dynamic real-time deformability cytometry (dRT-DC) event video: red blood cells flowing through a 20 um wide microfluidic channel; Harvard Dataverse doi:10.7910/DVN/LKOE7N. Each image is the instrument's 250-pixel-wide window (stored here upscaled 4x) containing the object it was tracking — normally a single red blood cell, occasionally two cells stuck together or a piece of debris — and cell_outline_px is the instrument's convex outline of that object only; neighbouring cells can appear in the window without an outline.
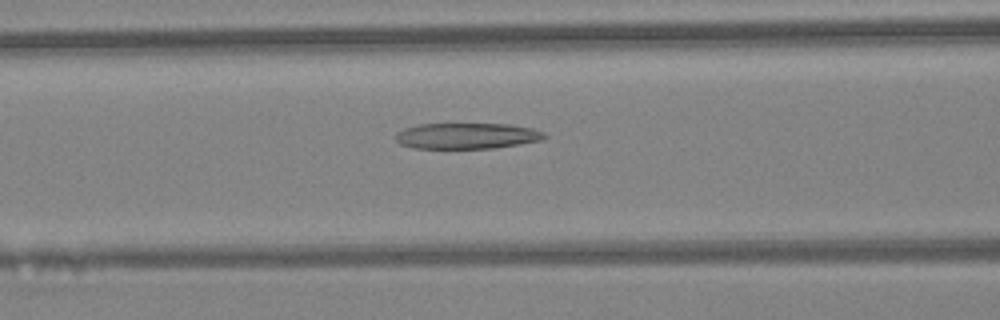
{"species": "Egyptian fruit bat (a non-hibernating species)", "species_latin": "Rousettus aegyptiacus", "temperature_condition": "warm", "stored_images_in_passage": 32, "camera_frame_rate_fps": 3000, "um_per_image_px": 0.085, "animal": {"sex": "female"}, "frame": {"image": 1, "passage_image": 11, "time_ms": 3.333, "image_size_px": [1000, 320], "cell_outline_px": [[548, 136], [544, 140], [496, 148], [412, 148], [400, 144], [396, 140], [396, 132], [404, 128], [420, 124], [508, 124], [532, 128], [544, 132]], "centroid_in_image_um": [39.71, 11.55], "position_along_channel_um": 126.9, "area_um2": 22.6}}
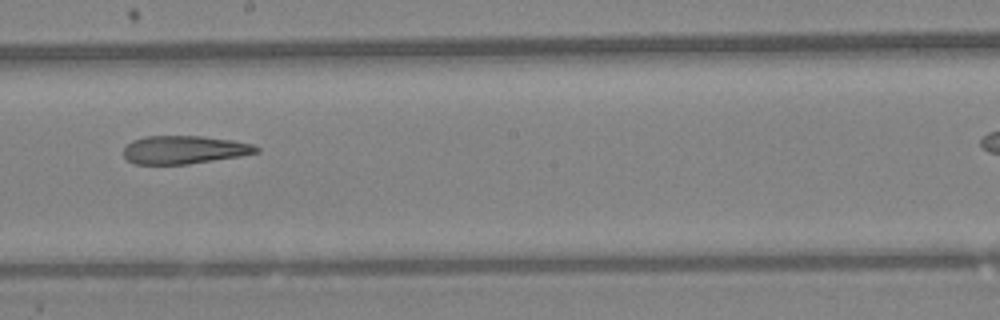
{"frame": {"image": 2, "passage_image": 18, "time_ms": 5.667, "image_size_px": [1000, 320], "cell_outline_px": [[260, 152], [240, 156], [188, 164], [136, 164], [128, 160], [124, 156], [124, 148], [132, 140], [144, 136], [200, 136], [232, 140], [252, 144], [260, 148]], "centroid_in_image_um": [15.66, 12.73], "position_along_channel_um": 232.5, "area_um2": 21.73}}
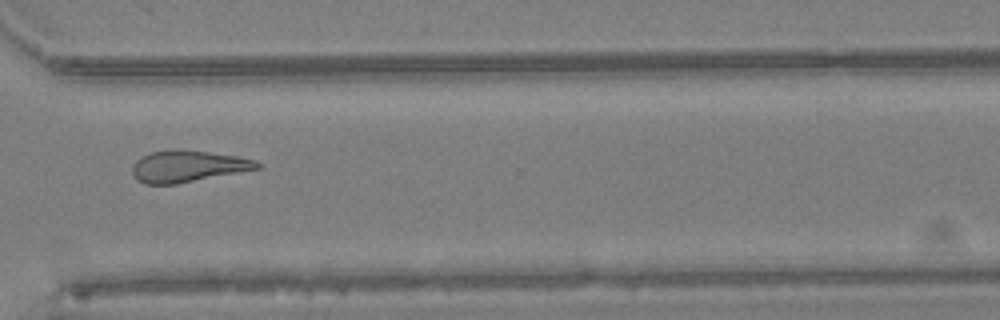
{"frame": {"image": 3, "passage_image": 26, "time_ms": 8.333, "image_size_px": [1000, 320], "cell_outline_px": [[260, 168], [176, 184], [144, 184], [136, 180], [132, 172], [132, 168], [136, 160], [152, 152], [176, 148], [180, 148], [236, 156], [256, 160], [260, 164]], "centroid_in_image_um": [15.93, 14.13], "position_along_channel_um": 354.7, "area_um2": 22.89}, "authors_computed_cell_mechanics": {"area_um2": 23.2645, "velocity_mm_per_s": 4.5671, "shape_relaxation_time_tau1_ms": null, "shape_relaxation_time_tau2_ms": 3.6985, "deformation_change_tau1": null, "deformation_change_tau2": 0.158}}